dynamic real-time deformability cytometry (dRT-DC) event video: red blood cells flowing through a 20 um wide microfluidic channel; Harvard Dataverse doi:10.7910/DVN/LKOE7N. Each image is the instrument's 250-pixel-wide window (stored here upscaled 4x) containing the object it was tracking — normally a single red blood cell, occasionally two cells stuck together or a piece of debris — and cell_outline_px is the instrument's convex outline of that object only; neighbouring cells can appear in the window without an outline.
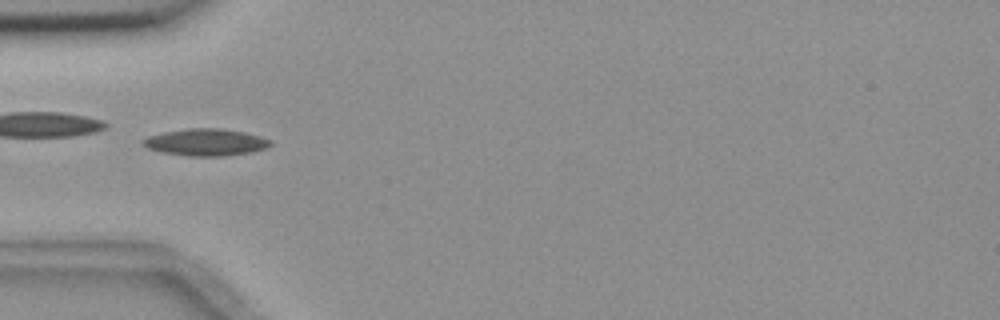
{"species": "common noctule bat (a hibernating species)", "species_latin": "Nyctalus noctula", "temperature_condition": "room temperature", "stored_images_in_passage": 5, "camera_frame_rate_fps": 3000, "um_per_image_px": 0.085, "animal": {"sex": "female", "body_mass_g": 18.4}, "frame": {"image": 1, "passage_image": 5, "time_ms": 4.667, "image_size_px": [1000, 320], "cell_outline_px": [[272, 144], [268, 148], [252, 152], [224, 156], [188, 156], [160, 152], [148, 148], [140, 144], [140, 140], [148, 136], [164, 132], [188, 128], [220, 128], [244, 132], [260, 136], [272, 140]], "centroid_in_image_um": [17.49, 12.09], "position_along_channel_um": 67.5, "area_um2": 20.29}}